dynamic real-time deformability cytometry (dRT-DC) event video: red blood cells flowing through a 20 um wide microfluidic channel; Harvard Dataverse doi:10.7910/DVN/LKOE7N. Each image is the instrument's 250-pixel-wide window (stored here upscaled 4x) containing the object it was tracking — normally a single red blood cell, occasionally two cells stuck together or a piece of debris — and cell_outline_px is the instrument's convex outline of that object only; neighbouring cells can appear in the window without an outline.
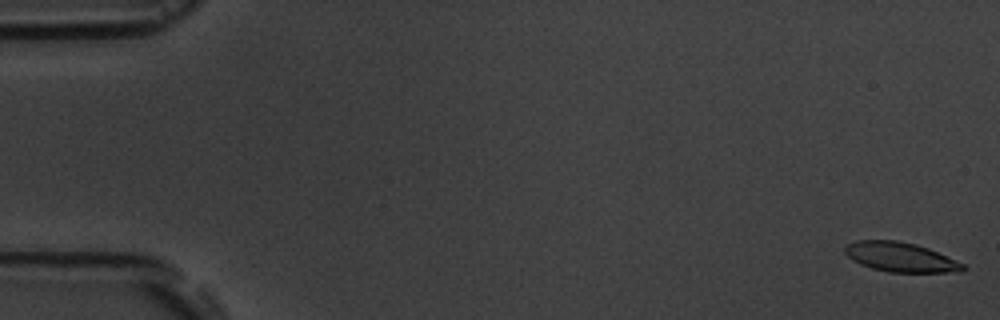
{"species": "common noctule bat (a hibernating species)", "species_latin": "Nyctalus noctula", "temperature_condition": "room temperature", "stored_images_in_passage": 8, "camera_frame_rate_fps": 3000, "um_per_image_px": 0.085, "animal": {"sex": "male", "body_mass_g": 19.5, "forearm_length_mm": 54.6}, "frame": {"image": 1, "passage_image": 1, "time_ms": 0.0, "image_size_px": [1000, 320], "cell_outline_px": [[968, 268], [964, 272], [888, 272], [872, 268], [860, 264], [852, 260], [844, 252], [844, 248], [848, 244], [856, 240], [896, 240], [916, 244], [928, 248], [964, 264]], "centroid_in_image_um": [76.55, 21.86], "position_along_channel_um": 8.4, "area_um2": 20.35}}
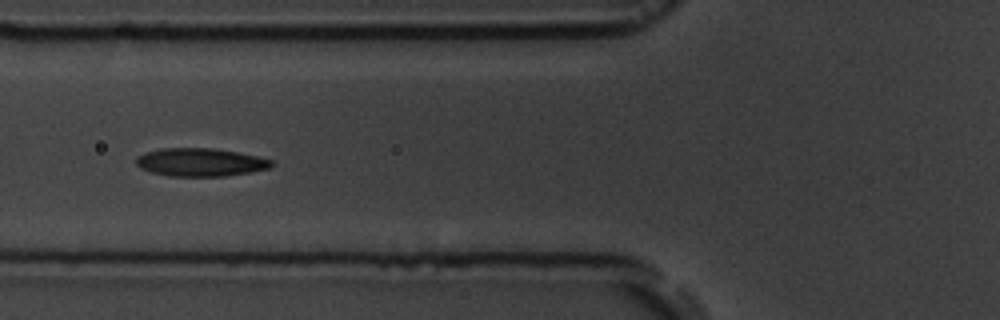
{"frame": {"image": 2, "passage_image": 6, "time_ms": 6.667, "image_size_px": [1000, 320], "cell_outline_px": [[276, 164], [272, 168], [224, 176], [168, 176], [152, 172], [140, 168], [136, 164], [136, 156], [144, 152], [160, 148], [212, 148], [236, 152], [256, 156], [272, 160]], "centroid_in_image_um": [17.02, 13.79], "position_along_channel_um": 108.8, "area_um2": 22.25}}
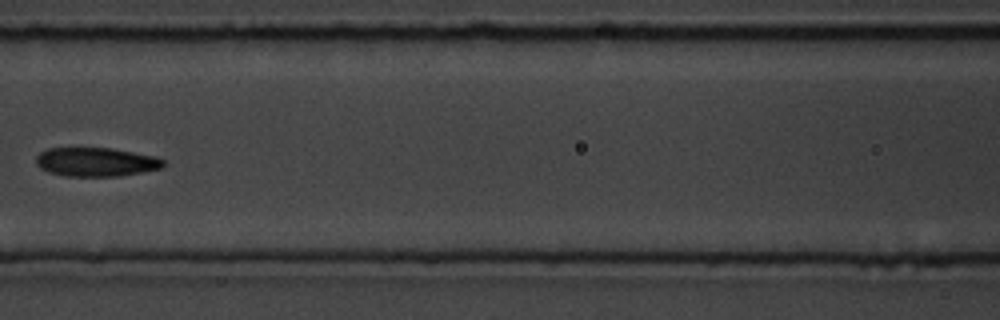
{"frame": {"image": 3, "passage_image": 7, "time_ms": 8.0, "image_size_px": [1000, 320], "cell_outline_px": [[164, 164], [160, 168], [120, 176], [64, 176], [48, 172], [40, 168], [36, 164], [36, 156], [40, 152], [48, 148], [112, 148], [156, 156], [164, 160]], "centroid_in_image_um": [8.13, 13.76], "position_along_channel_um": 158.5, "area_um2": 21.44}}